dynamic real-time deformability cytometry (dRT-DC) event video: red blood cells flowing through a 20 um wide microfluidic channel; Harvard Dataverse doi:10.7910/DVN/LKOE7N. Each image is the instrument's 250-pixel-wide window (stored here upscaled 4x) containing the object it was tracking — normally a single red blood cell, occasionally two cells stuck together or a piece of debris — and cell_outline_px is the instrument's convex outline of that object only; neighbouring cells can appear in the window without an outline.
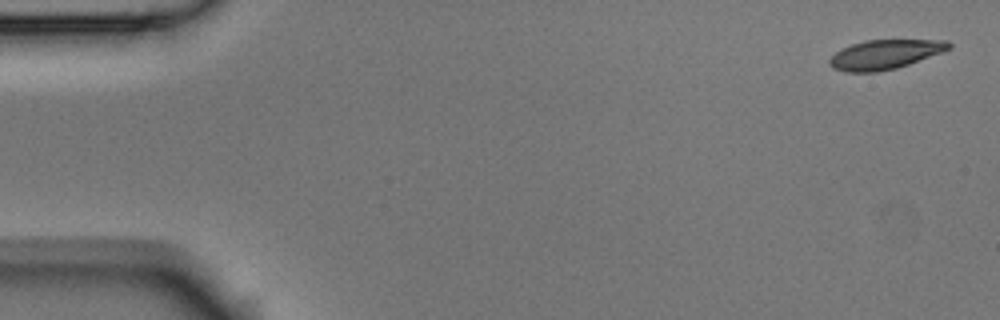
{"species": "Egyptian fruit bat (a non-hibernating species)", "species_latin": "Rousettus aegyptiacus", "temperature_condition": "room temperature", "stored_images_in_passage": 5, "camera_frame_rate_fps": 3000, "um_per_image_px": 0.085, "animal": {"sex": "male"}, "frame": {"image": 1, "passage_image": 1, "time_ms": 0.0, "image_size_px": [1000, 320], "cell_outline_px": [[952, 48], [908, 64], [896, 68], [876, 72], [844, 72], [832, 68], [828, 64], [828, 60], [836, 52], [852, 44], [864, 40], [948, 40], [952, 44]], "centroid_in_image_um": [75.2, 4.63], "position_along_channel_um": 9.8, "area_um2": 20.35}}
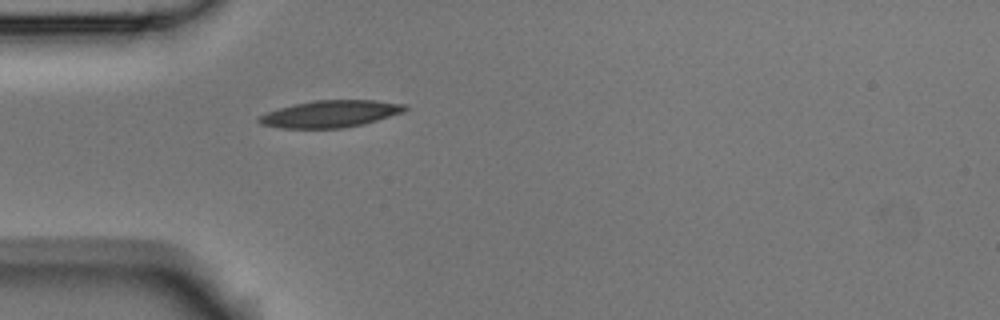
{"frame": {"image": 2, "passage_image": 5, "time_ms": 1.333, "image_size_px": [1000, 320], "cell_outline_px": [[408, 108], [400, 112], [364, 124], [344, 128], [280, 128], [260, 124], [256, 120], [260, 116], [268, 112], [292, 104], [312, 100], [376, 100], [404, 104]], "centroid_in_image_um": [28.03, 9.68], "position_along_channel_um": 57.0, "area_um2": 22.77}}